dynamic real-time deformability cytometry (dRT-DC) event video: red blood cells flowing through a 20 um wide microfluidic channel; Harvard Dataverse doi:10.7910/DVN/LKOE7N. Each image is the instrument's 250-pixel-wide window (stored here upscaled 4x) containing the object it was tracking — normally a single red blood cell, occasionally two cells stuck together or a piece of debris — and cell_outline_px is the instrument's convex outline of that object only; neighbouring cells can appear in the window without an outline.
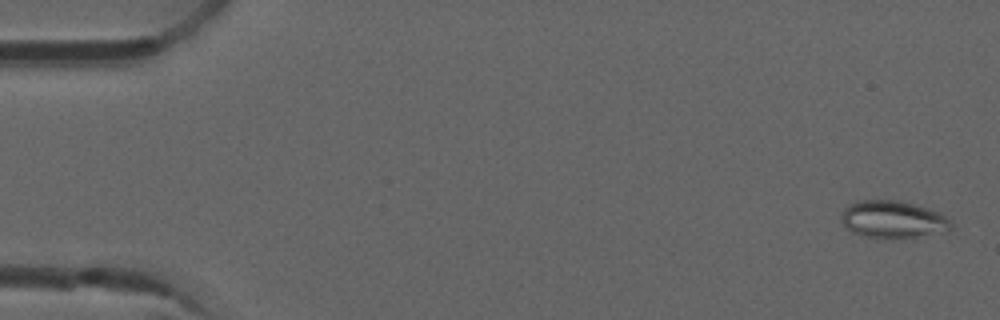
{"species": "common noctule bat (a hibernating species)", "species_latin": "Nyctalus noctula", "temperature_condition": "room temperature", "stored_images_in_passage": 50, "camera_frame_rate_fps": 3000, "um_per_image_px": 0.085, "animal": {"sex": "male", "forearm_length_mm": 52.5}, "frame": {"image": 1, "passage_image": 2, "time_ms": 0.333, "image_size_px": [1000, 320], "cell_outline_px": [[952, 228], [944, 232], [888, 240], [884, 240], [852, 232], [840, 220], [844, 208], [856, 200], [900, 200], [940, 212], [952, 224]], "centroid_in_image_um": [75.88, 18.66], "position_along_channel_um": 9.1, "area_um2": 23.99}}
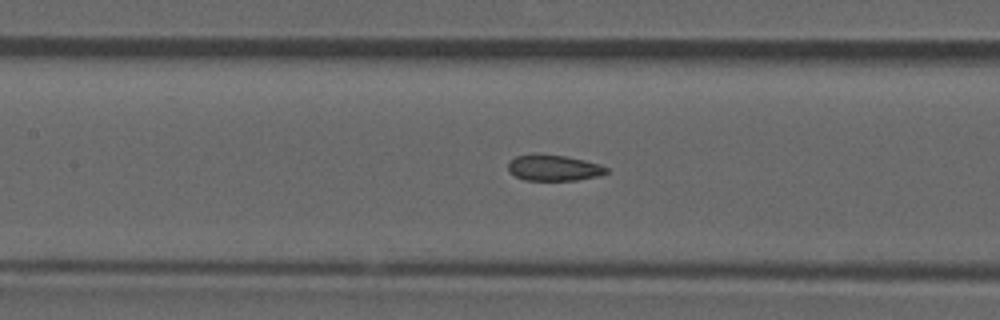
{"frame": {"image": 2, "passage_image": 24, "time_ms": 7.667, "image_size_px": [1000, 320], "cell_outline_px": [[608, 172], [600, 176], [576, 180], [524, 180], [508, 172], [508, 164], [516, 156], [536, 152], [564, 156], [584, 160], [600, 164], [608, 168]], "centroid_in_image_um": [47.06, 14.25], "position_along_channel_um": 160.3, "area_um2": 15.09}}
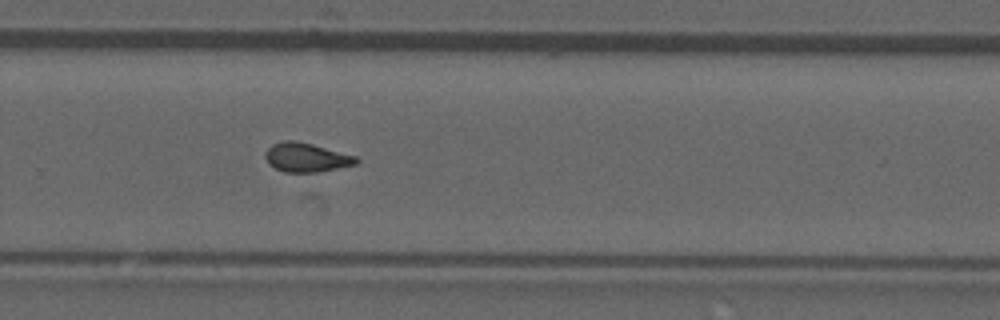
{"frame": {"image": 3, "passage_image": 35, "time_ms": 11.333, "image_size_px": [1000, 320], "cell_outline_px": [[360, 160], [356, 164], [316, 172], [284, 172], [268, 164], [264, 156], [264, 152], [272, 144], [284, 140], [296, 140], [312, 144], [356, 156]], "centroid_in_image_um": [26.0, 13.37], "position_along_channel_um": 303.8, "area_um2": 15.37}}